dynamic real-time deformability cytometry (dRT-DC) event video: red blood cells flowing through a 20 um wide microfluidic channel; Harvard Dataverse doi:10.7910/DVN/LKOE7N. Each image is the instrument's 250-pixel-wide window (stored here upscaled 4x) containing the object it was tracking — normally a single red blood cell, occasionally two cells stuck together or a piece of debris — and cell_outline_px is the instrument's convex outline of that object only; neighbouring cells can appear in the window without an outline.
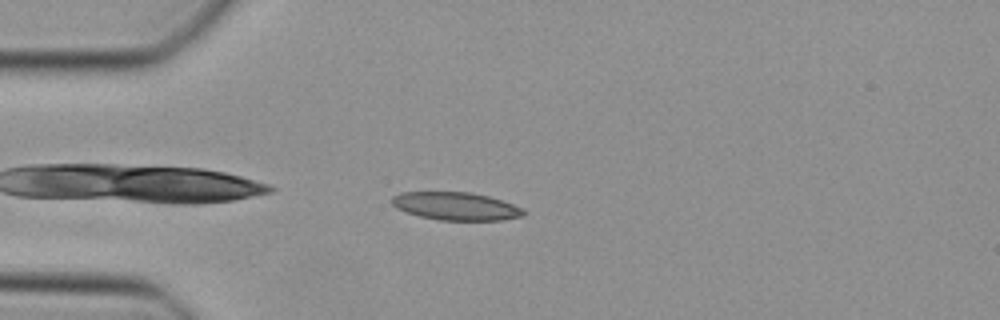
{"species": "Egyptian fruit bat (a non-hibernating species)", "species_latin": "Rousettus aegyptiacus", "temperature_condition": "cold", "stored_images_in_passage": 38, "camera_frame_rate_fps": 3000, "um_per_image_px": 0.085, "animal": {"sex": "female"}, "frame": {"image": 1, "passage_image": 3, "time_ms": 0.667, "image_size_px": [1000, 320], "cell_outline_px": [[528, 212], [524, 216], [500, 220], [440, 220], [420, 216], [396, 208], [392, 204], [392, 196], [400, 192], [472, 192], [488, 196], [524, 208]], "centroid_in_image_um": [38.78, 17.52], "position_along_channel_um": 46.2, "area_um2": 21.44}}
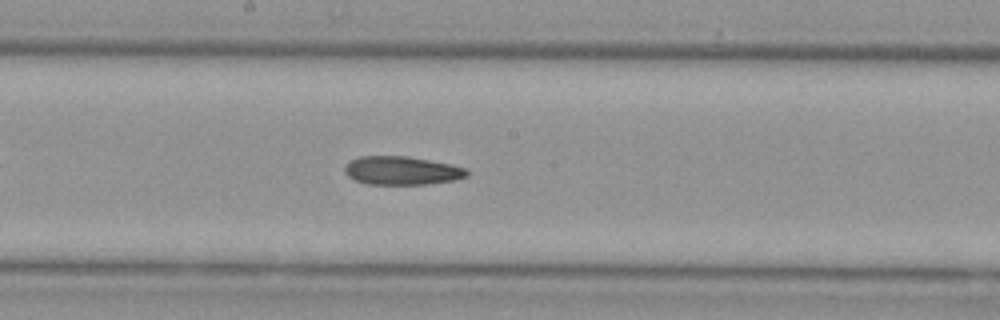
{"frame": {"image": 2, "passage_image": 16, "time_ms": 5.0, "image_size_px": [1000, 320], "cell_outline_px": [[468, 176], [452, 180], [424, 184], [368, 184], [356, 180], [348, 176], [344, 172], [344, 168], [352, 160], [360, 156], [408, 156], [448, 164], [464, 168], [468, 172]], "centroid_in_image_um": [34.12, 14.5], "position_along_channel_um": 214.1, "area_um2": 19.88}}
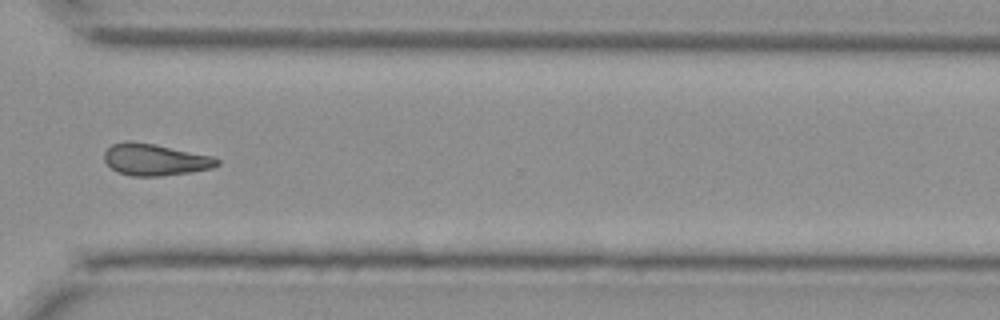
{"frame": {"image": 3, "passage_image": 26, "time_ms": 8.333, "image_size_px": [1000, 320], "cell_outline_px": [[220, 164], [212, 168], [188, 172], [160, 176], [132, 176], [116, 172], [104, 160], [104, 152], [112, 144], [128, 140], [156, 144], [212, 156], [220, 160]], "centroid_in_image_um": [13.16, 13.56], "position_along_channel_um": 357.4, "area_um2": 20.87}}